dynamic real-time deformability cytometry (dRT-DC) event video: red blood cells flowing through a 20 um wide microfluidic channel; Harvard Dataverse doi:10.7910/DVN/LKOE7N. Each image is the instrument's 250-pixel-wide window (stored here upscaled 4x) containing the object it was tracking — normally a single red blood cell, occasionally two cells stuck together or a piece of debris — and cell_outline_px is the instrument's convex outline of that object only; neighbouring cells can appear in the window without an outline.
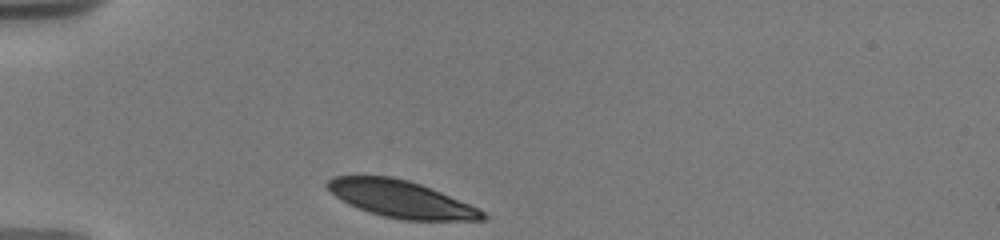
{"species": "human", "species_latin": "Homo sapiens", "temperature_condition": "warm", "stored_images_in_passage": 13, "camera_frame_rate_fps": 3000, "um_per_image_px": 0.085, "donor": {"sex": "male"}, "frame": {"image": 1, "passage_image": 1, "time_ms": 0.0, "image_size_px": [1000, 240], "cell_outline_px": [[488, 220], [400, 220], [368, 212], [348, 204], [336, 196], [324, 184], [332, 176], [392, 176], [408, 180], [420, 184], [480, 208], [488, 216]], "centroid_in_image_um": [34.1, 16.93], "position_along_channel_um": 50.9, "area_um2": 33.41}}
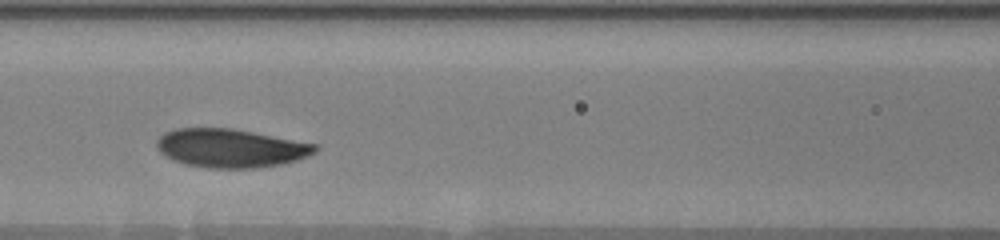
{"frame": {"image": 2, "passage_image": 6, "time_ms": 3.333, "image_size_px": [1000, 240], "cell_outline_px": [[320, 148], [316, 152], [308, 156], [284, 164], [256, 168], [208, 168], [184, 164], [172, 160], [160, 152], [156, 148], [156, 140], [164, 132], [176, 128], [232, 128], [316, 144]], "centroid_in_image_um": [19.59, 12.6], "position_along_channel_um": 147.0, "area_um2": 35.84}}
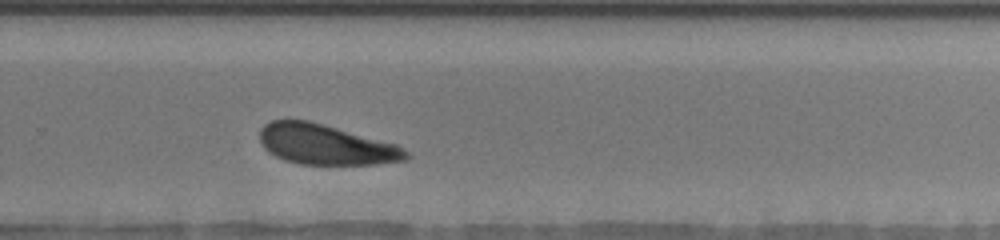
{"frame": {"image": 3, "passage_image": 13, "time_ms": 7.667, "image_size_px": [1000, 240], "cell_outline_px": [[408, 160], [376, 164], [300, 164], [284, 160], [268, 152], [260, 144], [260, 128], [264, 124], [272, 120], [308, 120], [396, 144], [408, 152]], "centroid_in_image_um": [27.66, 12.29], "position_along_channel_um": 302.1, "area_um2": 34.16}}